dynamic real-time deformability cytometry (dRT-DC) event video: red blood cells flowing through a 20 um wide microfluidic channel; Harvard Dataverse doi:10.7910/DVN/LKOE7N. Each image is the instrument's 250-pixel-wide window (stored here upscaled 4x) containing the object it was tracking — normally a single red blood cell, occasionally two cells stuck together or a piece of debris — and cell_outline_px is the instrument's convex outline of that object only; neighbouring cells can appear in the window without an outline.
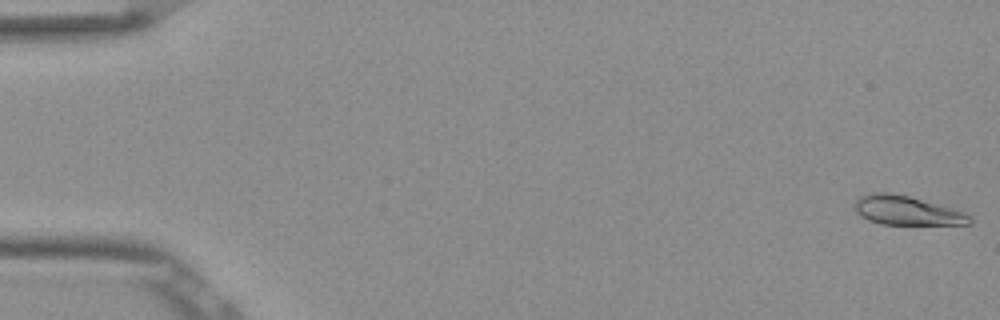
{"species": "Egyptian fruit bat (a non-hibernating species)", "species_latin": "Rousettus aegyptiacus", "temperature_condition": "room temperature", "stored_images_in_passage": 53, "camera_frame_rate_fps": 3000, "um_per_image_px": 0.085, "frame": {"image": 1, "passage_image": 1, "time_ms": 0.0, "image_size_px": [1000, 320], "cell_outline_px": [[972, 224], [880, 224], [868, 220], [860, 216], [856, 212], [856, 200], [860, 196], [872, 192], [888, 192], [908, 196], [964, 212], [972, 220]], "centroid_in_image_um": [77.03, 17.9], "position_along_channel_um": 8.0, "area_um2": 19.13}}
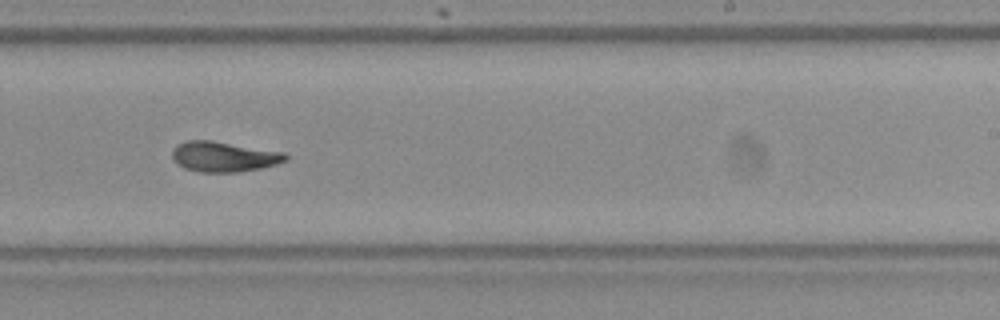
{"frame": {"image": 2, "passage_image": 33, "time_ms": 10.667, "image_size_px": [1000, 320], "cell_outline_px": [[288, 160], [276, 164], [260, 168], [240, 172], [200, 172], [184, 168], [176, 164], [172, 156], [172, 152], [176, 144], [188, 140], [212, 140], [284, 152], [288, 156]], "centroid_in_image_um": [19.01, 13.31], "position_along_channel_um": 270.0, "area_um2": 20.11}}
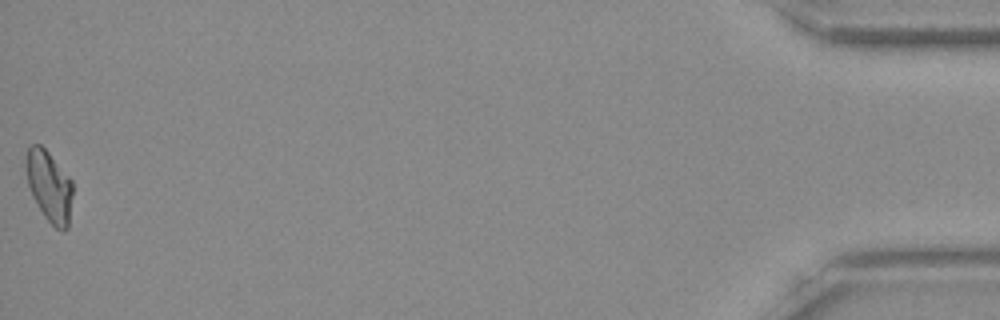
{"frame": {"image": 3, "passage_image": 53, "time_ms": 17.333, "image_size_px": [1000, 320], "cell_outline_px": [[72, 196], [68, 228], [64, 232], [56, 228], [44, 216], [32, 196], [28, 184], [28, 148], [32, 144], [40, 144], [48, 152], [72, 180]], "centroid_in_image_um": [4.23, 15.88], "position_along_channel_um": 431.0, "area_um2": 18.79}, "authors_computed_cell_mechanics": {"area_um2": 19.3052, "velocity_mm_per_s": 3.8562, "shape_relaxation_time_tau1_ms": 7.1944, "shape_relaxation_time_tau2_ms": 1.9966, "deformation_change_tau1": 0.2141, "deformation_change_tau2": 0.0724}}